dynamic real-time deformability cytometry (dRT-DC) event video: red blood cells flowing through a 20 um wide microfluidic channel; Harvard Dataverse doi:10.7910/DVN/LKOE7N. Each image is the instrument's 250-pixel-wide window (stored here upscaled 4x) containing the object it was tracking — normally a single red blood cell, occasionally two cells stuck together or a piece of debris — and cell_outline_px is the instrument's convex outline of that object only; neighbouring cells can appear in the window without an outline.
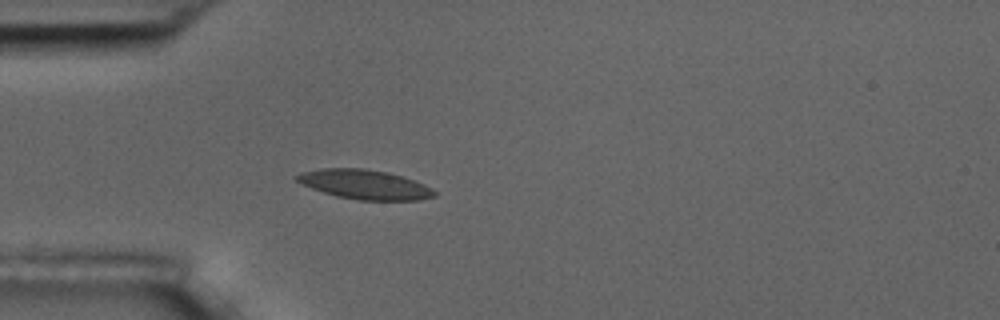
{"species": "common noctule bat (a hibernating species)", "species_latin": "Nyctalus noctula", "temperature_condition": "room temperature", "stored_images_in_passage": 2, "camera_frame_rate_fps": 3000, "um_per_image_px": 0.085, "animal": {"sex": "male", "body_mass_g": 17.5, "forearm_length_mm": 52.3}, "frame": {"image": 1, "passage_image": 2, "time_ms": 1.333, "image_size_px": [1000, 320], "cell_outline_px": [[436, 196], [420, 200], [360, 200], [336, 196], [312, 188], [296, 180], [292, 176], [304, 172], [320, 168], [364, 168], [404, 176], [424, 184], [432, 188], [436, 192]], "centroid_in_image_um": [31.02, 15.68], "position_along_channel_um": 54.0, "area_um2": 23.52}}